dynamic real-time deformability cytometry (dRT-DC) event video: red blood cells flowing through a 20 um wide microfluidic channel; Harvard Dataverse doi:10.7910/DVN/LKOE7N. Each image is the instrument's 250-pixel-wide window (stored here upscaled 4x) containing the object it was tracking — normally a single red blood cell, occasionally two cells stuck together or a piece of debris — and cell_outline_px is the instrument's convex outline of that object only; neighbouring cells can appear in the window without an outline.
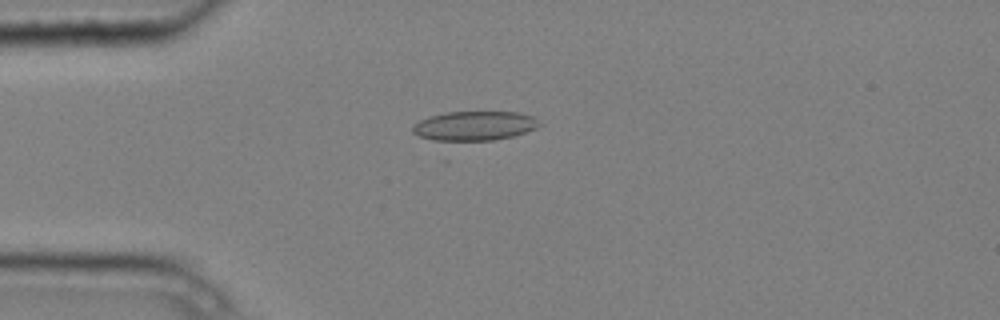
{"species": "common noctule bat (a hibernating species)", "species_latin": "Nyctalus noctula", "temperature_condition": "cold", "stored_images_in_passage": 4, "camera_frame_rate_fps": 3000, "um_per_image_px": 0.085, "animal": {"sex": "male", "body_mass_g": 20.4}, "frame": {"image": 1, "passage_image": 4, "time_ms": 1.0, "image_size_px": [1000, 320], "cell_outline_px": [[544, 124], [536, 128], [512, 136], [492, 140], [448, 144], [444, 144], [420, 136], [412, 132], [412, 124], [428, 116], [448, 112], [520, 112], [532, 116]], "centroid_in_image_um": [40.26, 10.74], "position_along_channel_um": 44.7, "area_um2": 22.54}}